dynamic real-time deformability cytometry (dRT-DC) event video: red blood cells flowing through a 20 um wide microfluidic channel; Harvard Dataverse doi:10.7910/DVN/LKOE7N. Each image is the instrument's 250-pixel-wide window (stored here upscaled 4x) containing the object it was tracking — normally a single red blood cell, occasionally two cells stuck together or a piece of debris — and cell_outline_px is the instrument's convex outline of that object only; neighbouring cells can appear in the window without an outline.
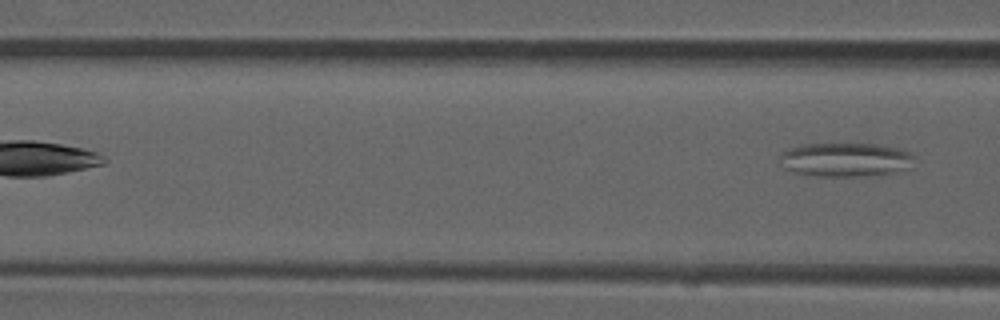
{"species": "common noctule bat (a hibernating species)", "species_latin": "Nyctalus noctula", "temperature_condition": "room temperature", "stored_images_in_passage": 3, "camera_frame_rate_fps": 3000, "um_per_image_px": 0.085, "animal": {"sex": "male", "forearm_length_mm": 52.5}, "frame": {"image": 1, "passage_image": 3, "time_ms": 0.667, "image_size_px": [1000, 320], "cell_outline_px": [[916, 156], [912, 168], [892, 172], [852, 176], [816, 176], [796, 172], [784, 168], [780, 156], [788, 148], [804, 144], [876, 144], [896, 148], [908, 152]], "centroid_in_image_um": [71.9, 13.56], "position_along_channel_um": 94.7, "area_um2": 26.3}}